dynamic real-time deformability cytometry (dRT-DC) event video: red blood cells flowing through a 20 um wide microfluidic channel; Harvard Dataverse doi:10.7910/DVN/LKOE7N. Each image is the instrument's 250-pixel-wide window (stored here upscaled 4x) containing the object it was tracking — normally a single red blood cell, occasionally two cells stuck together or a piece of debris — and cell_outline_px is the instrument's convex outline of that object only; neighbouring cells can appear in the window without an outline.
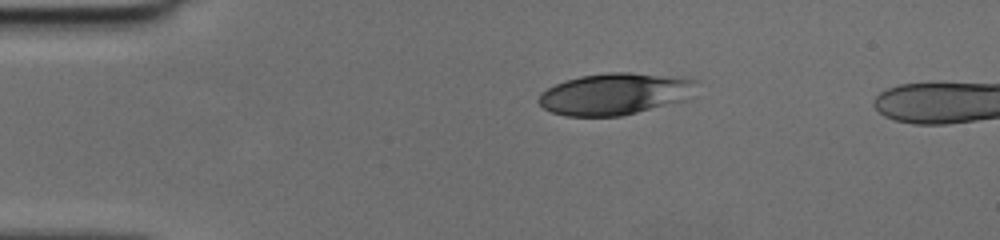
{"species": "human", "species_latin": "Homo sapiens", "temperature_condition": "cold", "stored_images_in_passage": 37, "camera_frame_rate_fps": 3000, "um_per_image_px": 0.085, "donor": {"sex": "female"}, "frame": {"image": 1, "passage_image": 1, "time_ms": 0.0, "image_size_px": [1000, 240], "cell_outline_px": [[696, 80], [684, 100], [620, 116], [568, 116], [552, 112], [544, 108], [536, 100], [540, 92], [556, 84], [580, 76], [608, 72], [628, 72]], "centroid_in_image_um": [52.13, 7.99], "position_along_channel_um": 32.9, "area_um2": 37.34}}
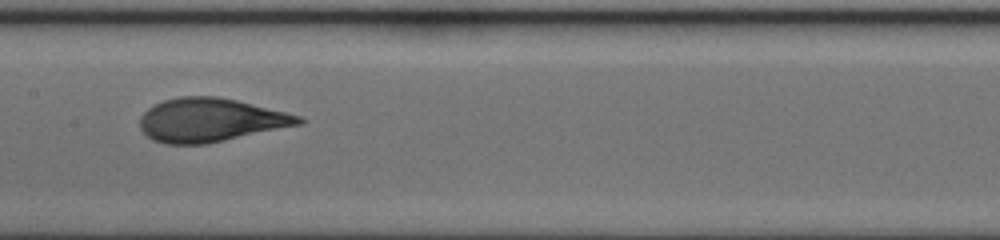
{"frame": {"image": 2, "passage_image": 16, "time_ms": 5.0, "image_size_px": [1000, 240], "cell_outline_px": [[304, 124], [208, 144], [164, 144], [152, 140], [140, 128], [140, 116], [148, 108], [164, 100], [180, 96], [216, 96], [236, 100], [300, 116], [304, 120]], "centroid_in_image_um": [17.88, 10.22], "position_along_channel_um": 189.5, "area_um2": 40.34}}
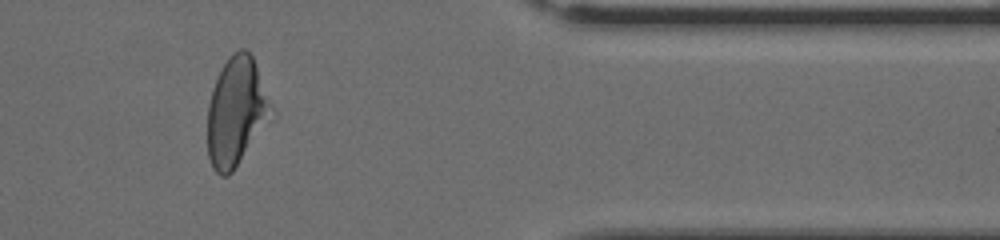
{"frame": {"image": 3, "passage_image": 32, "time_ms": 10.333, "image_size_px": [1000, 240], "cell_outline_px": [[264, 104], [260, 116], [232, 172], [228, 176], [220, 176], [212, 168], [208, 156], [208, 104], [212, 88], [228, 56], [232, 52], [240, 48], [244, 48], [252, 56], [256, 68], [264, 100]], "centroid_in_image_um": [19.82, 9.42], "position_along_channel_um": 391.6, "area_um2": 35.55}}